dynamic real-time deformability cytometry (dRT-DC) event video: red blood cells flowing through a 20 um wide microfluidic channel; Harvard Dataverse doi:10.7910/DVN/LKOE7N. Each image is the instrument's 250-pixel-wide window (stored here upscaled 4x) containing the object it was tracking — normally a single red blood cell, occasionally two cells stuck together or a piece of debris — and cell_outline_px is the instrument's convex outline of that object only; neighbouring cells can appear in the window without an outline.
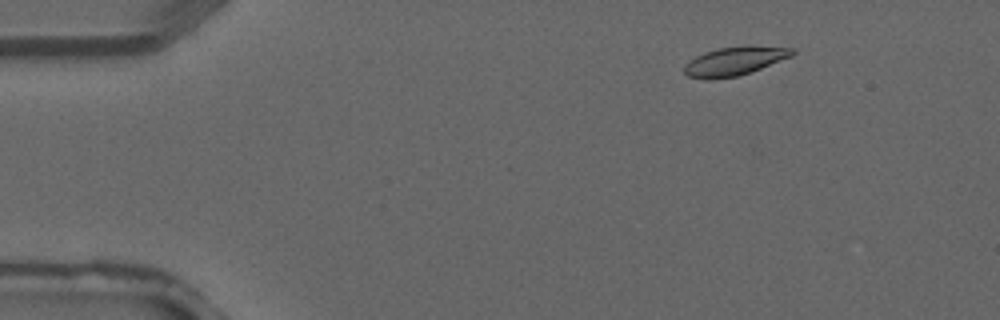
{"species": "common noctule bat (a hibernating species)", "species_latin": "Nyctalus noctula", "temperature_condition": "warm", "stored_images_in_passage": 5, "camera_frame_rate_fps": 3000, "um_per_image_px": 0.085, "animal": {"sex": "male", "forearm_length_mm": 52.5}, "frame": {"image": 1, "passage_image": 2, "time_ms": 0.333, "image_size_px": [1000, 320], "cell_outline_px": [[796, 52], [792, 56], [760, 68], [736, 76], [688, 76], [684, 72], [684, 64], [688, 60], [704, 52], [716, 48], [796, 48]], "centroid_in_image_um": [62.42, 5.18], "position_along_channel_um": 22.6, "area_um2": 16.53}}
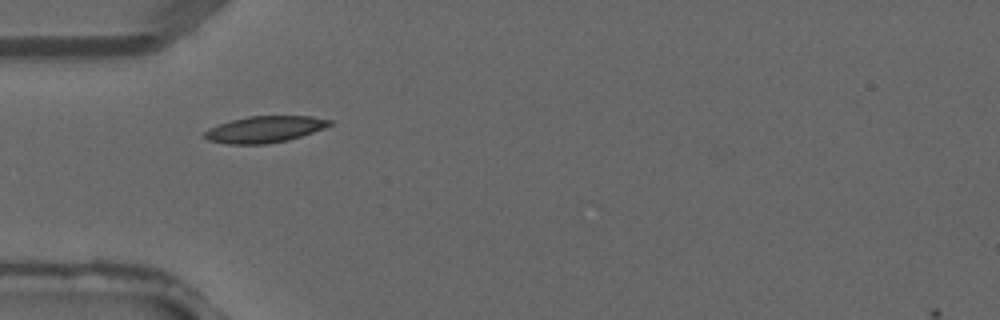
{"frame": {"image": 2, "passage_image": 4, "time_ms": 1.0, "image_size_px": [1000, 320], "cell_outline_px": [[332, 124], [324, 128], [288, 140], [264, 144], [228, 144], [208, 140], [200, 136], [208, 128], [232, 120], [248, 116], [312, 116], [332, 120]], "centroid_in_image_um": [22.47, 10.99], "position_along_channel_um": 62.5, "area_um2": 19.25}}
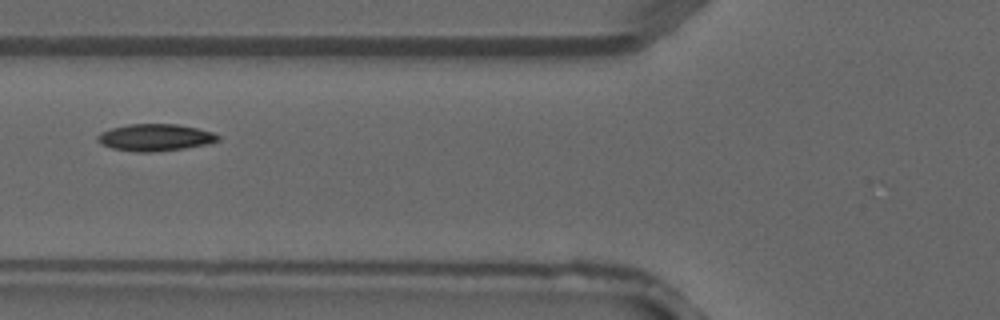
{"frame": {"image": 3, "passage_image": 5, "time_ms": 1.333, "image_size_px": [1000, 320], "cell_outline_px": [[220, 140], [208, 144], [184, 148], [156, 152], [136, 152], [112, 148], [96, 140], [96, 136], [100, 132], [112, 128], [128, 124], [176, 124], [196, 128], [212, 132], [220, 136]], "centroid_in_image_um": [13.19, 11.69], "position_along_channel_um": 112.6, "area_um2": 18.9}}